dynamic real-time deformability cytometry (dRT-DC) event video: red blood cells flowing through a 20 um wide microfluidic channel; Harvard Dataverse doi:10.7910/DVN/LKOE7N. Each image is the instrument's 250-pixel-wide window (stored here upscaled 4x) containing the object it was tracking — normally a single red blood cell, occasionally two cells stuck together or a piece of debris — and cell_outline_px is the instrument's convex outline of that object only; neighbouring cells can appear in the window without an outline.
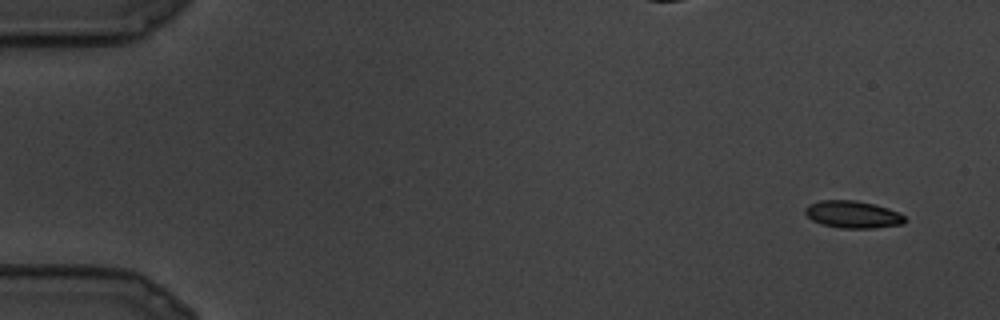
{"species": "common noctule bat (a hibernating species)", "species_latin": "Nyctalus noctula", "temperature_condition": "cold", "stored_images_in_passage": 16, "camera_frame_rate_fps": 3000, "um_per_image_px": 0.085, "animal": {"sex": "male", "body_mass_g": 19.5, "forearm_length_mm": 54.6}, "frame": {"image": 1, "passage_image": 1, "time_ms": 0.0, "image_size_px": [1000, 320], "cell_outline_px": [[908, 220], [904, 224], [872, 228], [840, 228], [820, 224], [812, 220], [804, 212], [804, 208], [808, 204], [820, 200], [856, 200], [876, 204], [900, 212]], "centroid_in_image_um": [72.5, 18.22], "position_along_channel_um": 12.5, "area_um2": 16.13}}
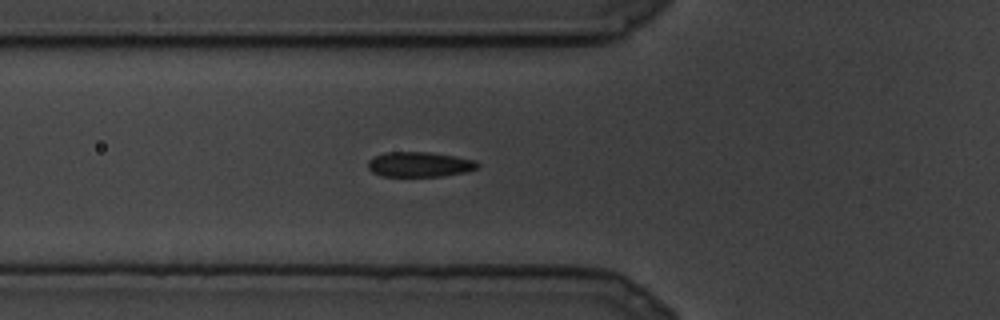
{"frame": {"image": 2, "passage_image": 9, "time_ms": 2.667, "image_size_px": [1000, 320], "cell_outline_px": [[480, 164], [476, 168], [464, 172], [440, 176], [380, 176], [372, 172], [368, 168], [368, 160], [384, 152], [432, 152], [456, 156], [476, 160]], "centroid_in_image_um": [35.65, 13.96], "position_along_channel_um": 90.2, "area_um2": 16.01}}
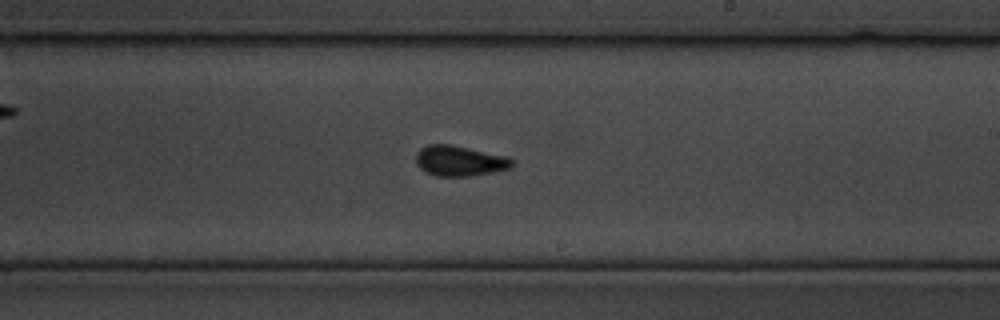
{"frame": {"image": 3, "passage_image": 16, "time_ms": 5.0, "image_size_px": [1000, 320], "cell_outline_px": [[516, 160], [508, 168], [468, 176], [436, 176], [420, 168], [416, 164], [416, 152], [420, 148], [428, 144], [448, 144], [508, 156]], "centroid_in_image_um": [39.03, 13.65], "position_along_channel_um": 250.0, "area_um2": 16.82}}